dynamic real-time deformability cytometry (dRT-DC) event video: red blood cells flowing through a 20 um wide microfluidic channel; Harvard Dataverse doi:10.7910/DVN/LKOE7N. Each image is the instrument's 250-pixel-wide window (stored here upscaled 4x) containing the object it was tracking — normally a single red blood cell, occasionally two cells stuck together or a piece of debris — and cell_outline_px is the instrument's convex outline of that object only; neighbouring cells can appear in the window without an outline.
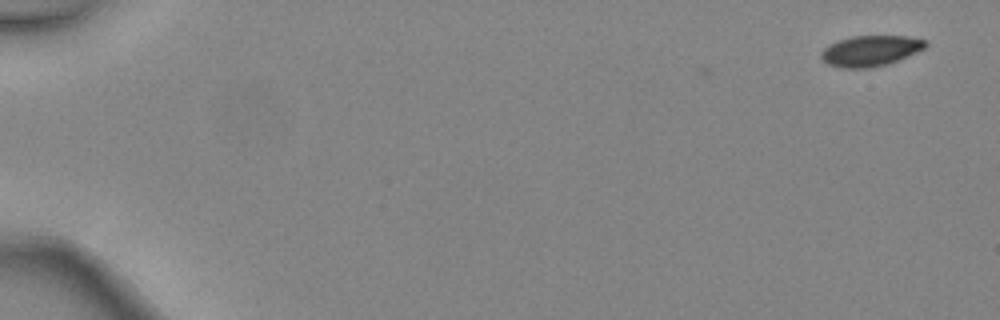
{"species": "common noctule bat (a hibernating species)", "species_latin": "Nyctalus noctula", "temperature_condition": "warm", "stored_images_in_passage": 5, "camera_frame_rate_fps": 3000, "um_per_image_px": 0.085, "animal": {"sex": "female", "body_mass_g": 24.6, "forearm_length_mm": 56.2}, "frame": {"image": 1, "passage_image": 1, "time_ms": 0.0, "image_size_px": [1000, 320], "cell_outline_px": [[928, 44], [924, 48], [916, 52], [888, 64], [872, 68], [840, 68], [828, 64], [820, 56], [820, 52], [828, 44], [836, 40], [852, 36], [908, 36], [928, 40]], "centroid_in_image_um": [73.97, 4.31], "position_along_channel_um": 11.0, "area_um2": 18.84}}
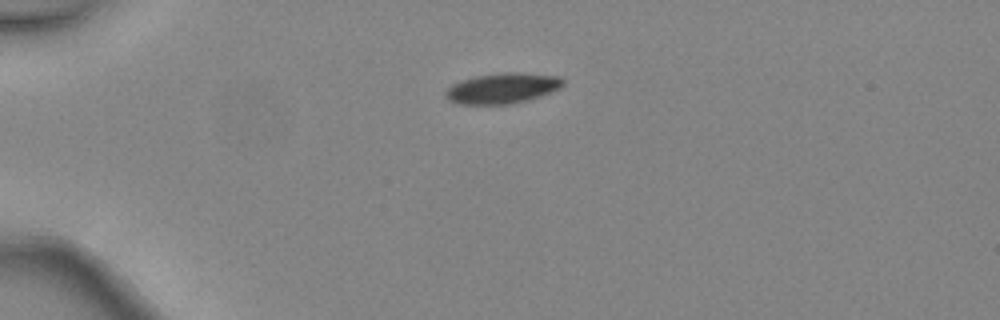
{"frame": {"image": 2, "passage_image": 4, "time_ms": 1.0, "image_size_px": [1000, 320], "cell_outline_px": [[564, 84], [560, 88], [552, 92], [528, 100], [512, 104], [456, 104], [448, 100], [444, 96], [444, 92], [452, 84], [460, 80], [476, 76], [500, 72], [520, 72], [560, 76], [564, 80]], "centroid_in_image_um": [42.7, 7.5], "position_along_channel_um": 42.3, "area_um2": 21.21}}